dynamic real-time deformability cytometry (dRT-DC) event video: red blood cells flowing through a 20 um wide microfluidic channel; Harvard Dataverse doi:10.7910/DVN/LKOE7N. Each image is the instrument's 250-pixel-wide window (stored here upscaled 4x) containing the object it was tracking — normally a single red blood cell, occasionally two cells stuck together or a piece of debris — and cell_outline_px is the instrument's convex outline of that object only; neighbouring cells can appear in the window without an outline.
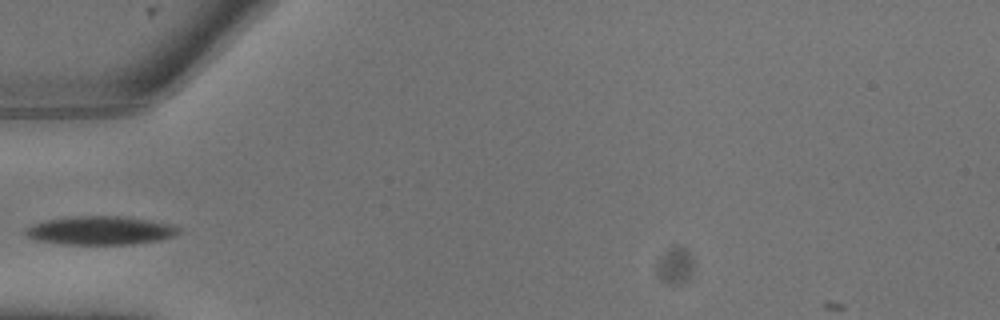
{"species": "common noctule bat (a hibernating species)", "species_latin": "Nyctalus noctula", "temperature_condition": "warm", "stored_images_in_passage": 7, "camera_frame_rate_fps": 3000, "um_per_image_px": 0.085, "animal": {"sex": "male", "body_mass_g": 13.3}, "frame": {"image": 1, "passage_image": 5, "time_ms": 1.333, "image_size_px": [1000, 320], "cell_outline_px": [[180, 232], [176, 236], [160, 240], [132, 244], [60, 244], [40, 240], [28, 236], [24, 232], [24, 228], [32, 224], [44, 220], [72, 216], [120, 216], [148, 220], [172, 224], [180, 228]], "centroid_in_image_um": [8.54, 19.58], "position_along_channel_um": 76.5, "area_um2": 25.55}}